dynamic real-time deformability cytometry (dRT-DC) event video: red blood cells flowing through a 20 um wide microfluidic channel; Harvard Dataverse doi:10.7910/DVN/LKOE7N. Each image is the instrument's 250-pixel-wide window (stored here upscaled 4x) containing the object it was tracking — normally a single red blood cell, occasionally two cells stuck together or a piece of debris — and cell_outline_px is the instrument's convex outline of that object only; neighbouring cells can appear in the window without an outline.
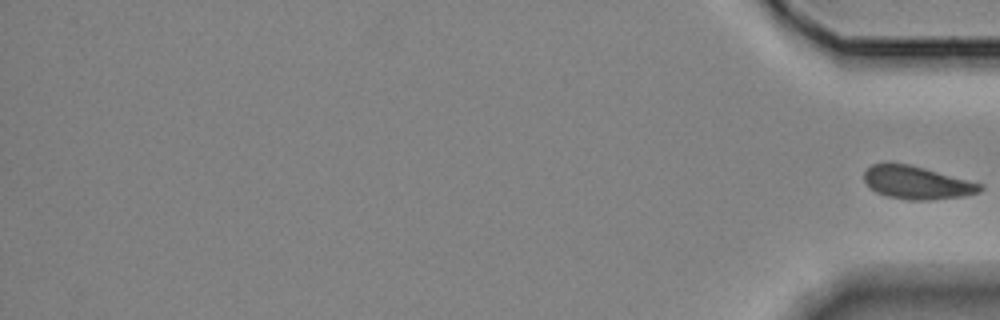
{"species": "Egyptian fruit bat (a non-hibernating species)", "species_latin": "Rousettus aegyptiacus", "temperature_condition": "room temperature", "stored_images_in_passage": 13, "segment_of_instrument_passage": [2, 2], "camera_frame_rate_fps": 3000, "um_per_image_px": 0.085, "animal": {"sex": "female"}, "frame": {"image": 1, "passage_image": 13, "time_ms": 13.667, "image_size_px": [1000, 320], "cell_outline_px": [[984, 188], [980, 192], [964, 196], [932, 200], [908, 200], [888, 196], [876, 192], [864, 180], [864, 172], [872, 164], [888, 160], [908, 164], [984, 184]], "centroid_in_image_um": [77.93, 15.5], "position_along_channel_um": 357.3, "area_um2": 22.54}}